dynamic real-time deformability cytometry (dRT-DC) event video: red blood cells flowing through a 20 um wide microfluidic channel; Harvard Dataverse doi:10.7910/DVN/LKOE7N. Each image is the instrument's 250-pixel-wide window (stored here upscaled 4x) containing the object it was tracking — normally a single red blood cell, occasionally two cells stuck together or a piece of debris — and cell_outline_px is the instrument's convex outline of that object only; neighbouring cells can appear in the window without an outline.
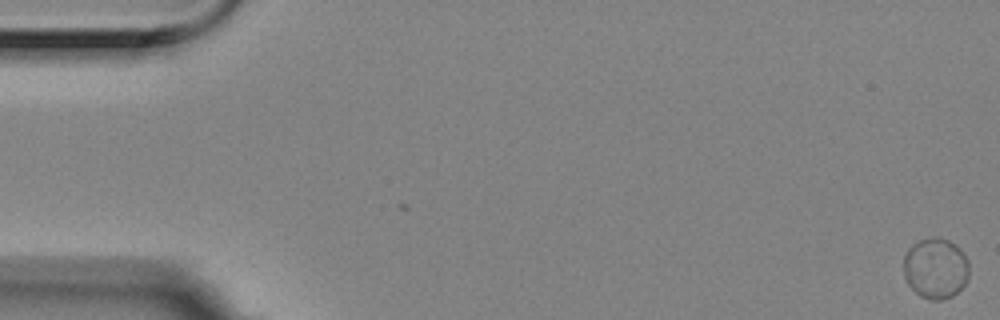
{"species": "Egyptian fruit bat (a non-hibernating species)", "species_latin": "Rousettus aegyptiacus", "temperature_condition": "room temperature", "stored_images_in_passage": 6, "camera_frame_rate_fps": 3000, "um_per_image_px": 0.085, "animal": {"sex": "female"}, "frame": {"image": 1, "passage_image": 1, "time_ms": 0.0, "image_size_px": [1000, 320], "cell_outline_px": [[968, 280], [952, 296], [940, 300], [932, 300], [920, 296], [908, 284], [904, 276], [904, 256], [908, 248], [912, 244], [920, 240], [932, 236], [948, 240], [956, 244], [960, 248], [968, 260]], "centroid_in_image_um": [79.52, 22.79], "position_along_channel_um": 5.5, "area_um2": 23.24}}
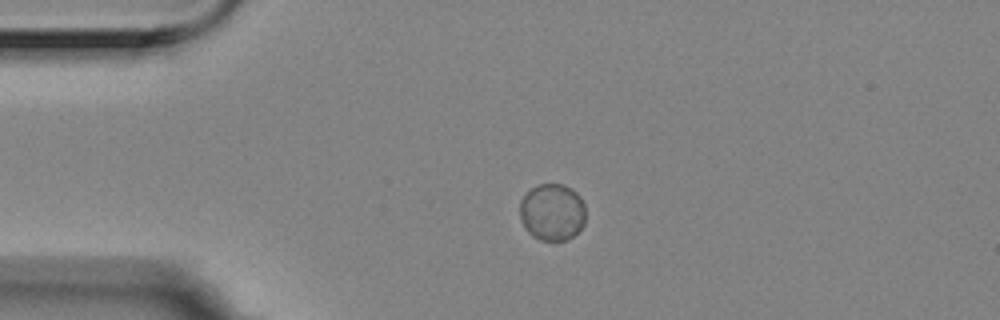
{"frame": {"image": 2, "passage_image": 5, "time_ms": 1.333, "image_size_px": [1000, 320], "cell_outline_px": [[584, 224], [568, 240], [540, 240], [532, 236], [524, 228], [520, 220], [520, 200], [532, 188], [540, 184], [564, 184], [572, 188], [580, 196], [584, 204]], "centroid_in_image_um": [46.92, 18.03], "position_along_channel_um": 38.1, "area_um2": 21.91}}